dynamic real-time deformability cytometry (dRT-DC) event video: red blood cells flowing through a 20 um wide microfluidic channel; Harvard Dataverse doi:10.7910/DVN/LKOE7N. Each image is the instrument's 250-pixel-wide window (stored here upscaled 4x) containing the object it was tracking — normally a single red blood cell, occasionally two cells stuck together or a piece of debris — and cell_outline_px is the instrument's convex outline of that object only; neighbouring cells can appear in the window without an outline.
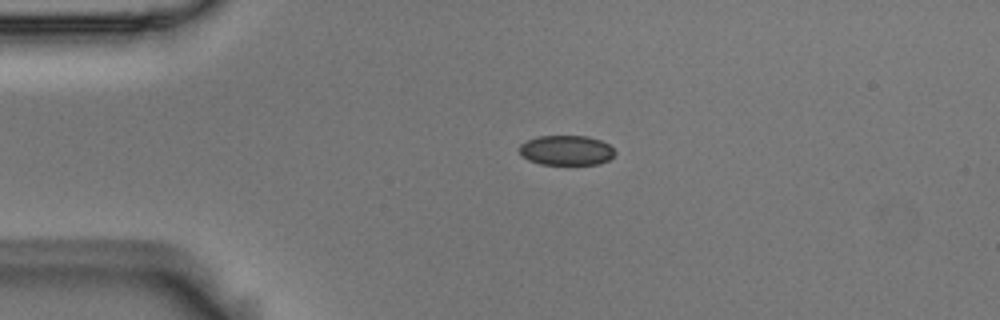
{"species": "Egyptian fruit bat (a non-hibernating species)", "species_latin": "Rousettus aegyptiacus", "temperature_condition": "room temperature", "stored_images_in_passage": 43, "camera_frame_rate_fps": 3000, "um_per_image_px": 0.085, "animal": {"sex": "male"}, "frame": {"image": 1, "passage_image": 1, "time_ms": 0.0, "image_size_px": [1000, 320], "cell_outline_px": [[616, 152], [608, 160], [600, 164], [540, 164], [528, 160], [516, 148], [520, 144], [536, 136], [588, 136], [600, 140], [608, 144]], "centroid_in_image_um": [48.11, 12.77], "position_along_channel_um": 36.9, "area_um2": 16.65}}
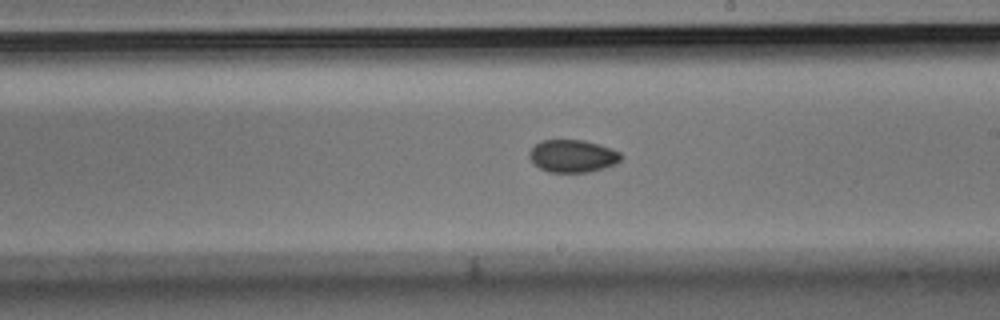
{"frame": {"image": 2, "passage_image": 20, "time_ms": 6.333, "image_size_px": [1000, 320], "cell_outline_px": [[624, 156], [616, 164], [604, 168], [588, 172], [548, 172], [540, 168], [528, 156], [528, 152], [536, 144], [544, 140], [584, 140], [600, 144], [612, 148], [620, 152]], "centroid_in_image_um": [48.72, 13.26], "position_along_channel_um": 240.3, "area_um2": 17.46}}
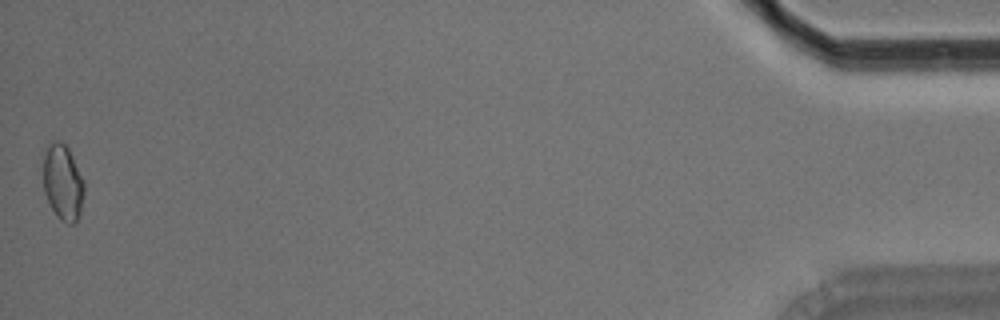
{"frame": {"image": 3, "passage_image": 43, "time_ms": 14.0, "image_size_px": [1000, 320], "cell_outline_px": [[84, 192], [80, 216], [72, 224], [68, 224], [60, 220], [56, 216], [44, 192], [44, 156], [48, 144], [52, 140], [60, 140], [68, 148], [84, 180]], "centroid_in_image_um": [5.35, 15.51], "position_along_channel_um": 429.8, "area_um2": 18.09}, "authors_computed_cell_mechanics": {"area_um2": 17.5712, "velocity_mm_per_s": 3.7107, "shape_relaxation_time_tau1_ms": null, "shape_relaxation_time_tau2_ms": 3.6374, "deformation_change_tau1": null, "deformation_change_tau2": 0.0468}}